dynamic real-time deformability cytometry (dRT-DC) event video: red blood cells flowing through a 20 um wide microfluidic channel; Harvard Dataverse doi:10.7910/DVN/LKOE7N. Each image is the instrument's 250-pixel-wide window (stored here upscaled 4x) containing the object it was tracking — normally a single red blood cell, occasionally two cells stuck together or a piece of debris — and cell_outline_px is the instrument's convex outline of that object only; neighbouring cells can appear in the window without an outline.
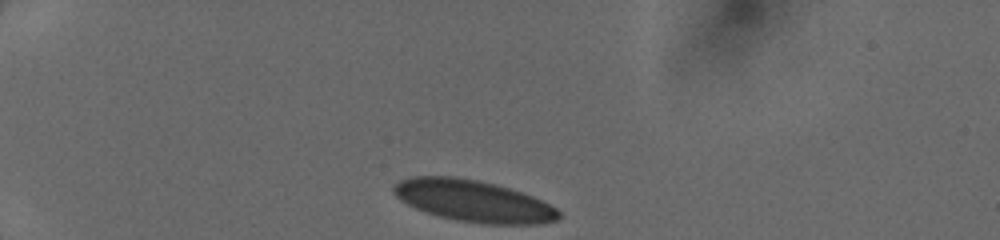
{"species": "human", "species_latin": "Homo sapiens", "temperature_condition": "cold", "stored_images_in_passage": 32, "camera_frame_rate_fps": 3000, "um_per_image_px": 0.085, "donor": {"sex": "female"}, "frame": {"image": 1, "passage_image": 1, "time_ms": 0.0, "image_size_px": [1000, 240], "cell_outline_px": [[560, 216], [556, 220], [540, 224], [484, 224], [456, 220], [440, 216], [416, 208], [400, 200], [392, 192], [392, 188], [400, 180], [412, 176], [452, 176], [476, 180], [508, 188], [532, 196], [556, 208], [560, 212]], "centroid_in_image_um": [40.21, 17.08], "position_along_channel_um": 44.8, "area_um2": 39.65}}
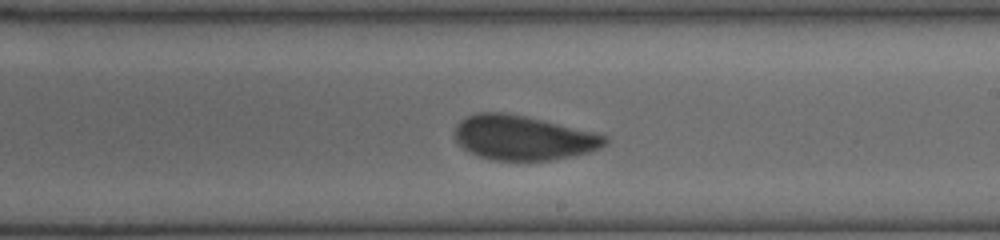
{"frame": {"image": 2, "passage_image": 19, "time_ms": 6.0, "image_size_px": [1000, 240], "cell_outline_px": [[608, 144], [600, 148], [588, 152], [572, 156], [552, 160], [492, 160], [468, 152], [452, 136], [452, 132], [456, 124], [460, 120], [476, 112], [508, 112], [596, 132], [608, 136]], "centroid_in_image_um": [44.45, 11.7], "position_along_channel_um": 244.5, "area_um2": 39.42}}
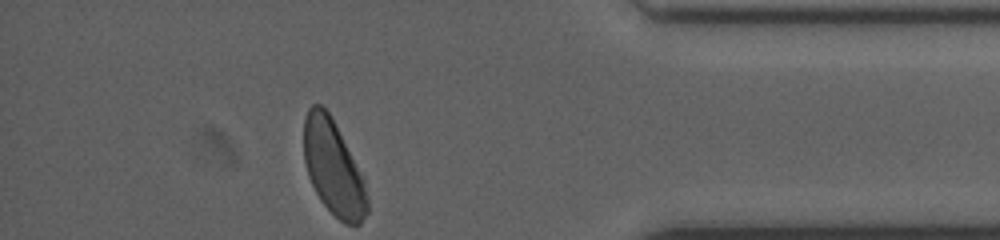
{"frame": {"image": 3, "passage_image": 32, "time_ms": 10.333, "image_size_px": [1000, 240], "cell_outline_px": [[368, 212], [360, 224], [344, 224], [320, 200], [308, 176], [304, 160], [304, 116], [308, 108], [312, 104], [320, 104], [328, 112], [364, 176], [368, 196]], "centroid_in_image_um": [28.35, 14.27], "position_along_channel_um": 406.9, "area_um2": 35.03}}